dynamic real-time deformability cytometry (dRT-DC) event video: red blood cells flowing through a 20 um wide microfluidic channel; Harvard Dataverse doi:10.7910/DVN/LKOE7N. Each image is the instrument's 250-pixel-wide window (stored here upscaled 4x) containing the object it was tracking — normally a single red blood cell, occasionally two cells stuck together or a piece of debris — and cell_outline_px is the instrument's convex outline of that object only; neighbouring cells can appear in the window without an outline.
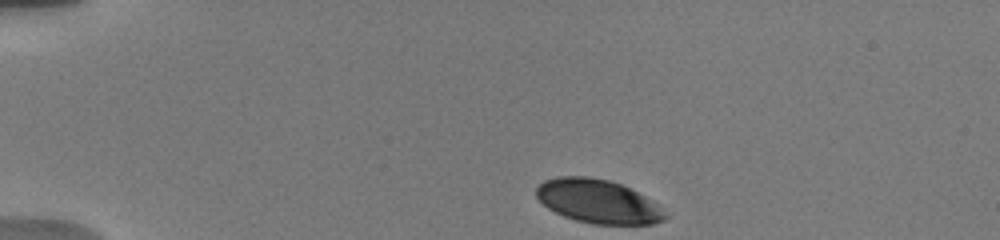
{"species": "human", "species_latin": "Homo sapiens", "temperature_condition": "warm", "stored_images_in_passage": 44, "camera_frame_rate_fps": 3000, "um_per_image_px": 0.085, "donor": {"sex": "male"}, "frame": {"image": 1, "passage_image": 1, "time_ms": 0.0, "image_size_px": [1000, 240], "cell_outline_px": [[668, 216], [664, 220], [652, 224], [592, 224], [576, 220], [564, 216], [548, 208], [536, 196], [536, 188], [544, 180], [560, 176], [588, 176], [608, 180], [620, 184], [652, 200]], "centroid_in_image_um": [50.81, 17.12], "position_along_channel_um": 34.2, "area_um2": 32.48}}
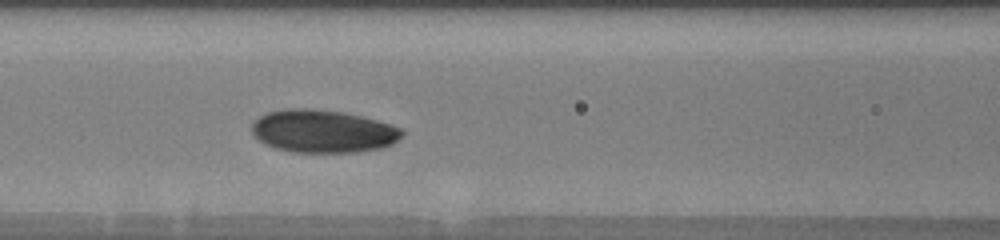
{"frame": {"image": 2, "passage_image": 15, "time_ms": 4.667, "image_size_px": [1000, 240], "cell_outline_px": [[404, 132], [392, 144], [380, 148], [360, 152], [292, 152], [276, 148], [264, 144], [252, 132], [252, 120], [268, 112], [284, 108], [312, 108], [344, 112], [376, 120], [404, 128]], "centroid_in_image_um": [27.44, 11.15], "position_along_channel_um": 139.2, "area_um2": 37.63}}
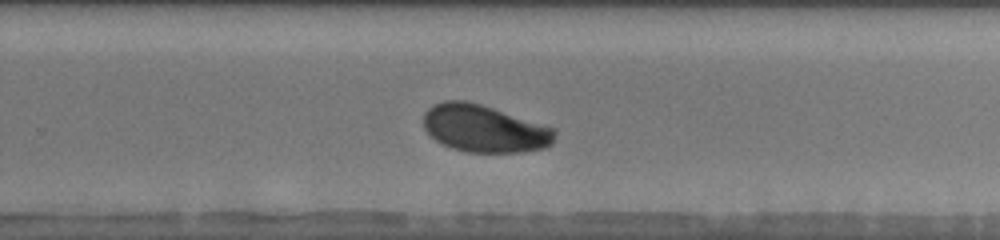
{"frame": {"image": 3, "passage_image": 27, "time_ms": 8.667, "image_size_px": [1000, 240], "cell_outline_px": [[556, 136], [552, 144], [548, 148], [520, 152], [468, 152], [452, 148], [436, 140], [424, 128], [424, 112], [432, 104], [444, 100], [464, 100], [480, 104], [556, 128]], "centroid_in_image_um": [41.2, 10.93], "position_along_channel_um": 288.6, "area_um2": 36.3}, "authors_computed_cell_mechanics": {"area_um2": 35.9805, "velocity_mm_per_s": 3.7462, "shape_relaxation_time_tau1_ms": 3.4564, "shape_relaxation_time_tau2_ms": null, "deformation_change_tau1": 0.1117, "deformation_change_tau2": null}}